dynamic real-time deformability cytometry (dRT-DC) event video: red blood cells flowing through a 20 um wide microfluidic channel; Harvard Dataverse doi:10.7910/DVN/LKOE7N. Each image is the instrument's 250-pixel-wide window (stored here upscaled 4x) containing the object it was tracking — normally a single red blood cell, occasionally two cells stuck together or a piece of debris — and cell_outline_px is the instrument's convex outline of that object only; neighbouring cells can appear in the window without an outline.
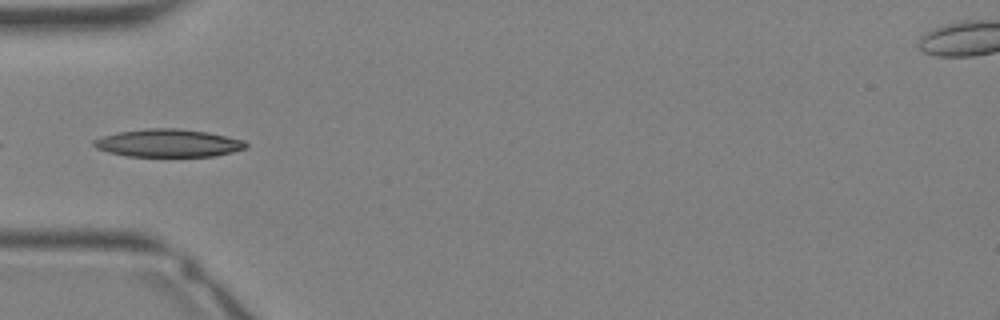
{"species": "Egyptian fruit bat (a non-hibernating species)", "species_latin": "Rousettus aegyptiacus", "temperature_condition": "warm", "stored_images_in_passage": 13, "camera_frame_rate_fps": 3000, "um_per_image_px": 0.085, "animal": {"sex": "female"}, "frame": {"image": 1, "passage_image": 10, "time_ms": 3.0, "image_size_px": [1000, 320], "cell_outline_px": [[248, 148], [216, 156], [128, 156], [108, 152], [96, 148], [92, 144], [92, 140], [116, 132], [148, 128], [180, 128], [208, 132], [228, 136], [244, 140], [248, 144]], "centroid_in_image_um": [14.33, 12.15], "position_along_channel_um": 70.7, "area_um2": 24.85}}